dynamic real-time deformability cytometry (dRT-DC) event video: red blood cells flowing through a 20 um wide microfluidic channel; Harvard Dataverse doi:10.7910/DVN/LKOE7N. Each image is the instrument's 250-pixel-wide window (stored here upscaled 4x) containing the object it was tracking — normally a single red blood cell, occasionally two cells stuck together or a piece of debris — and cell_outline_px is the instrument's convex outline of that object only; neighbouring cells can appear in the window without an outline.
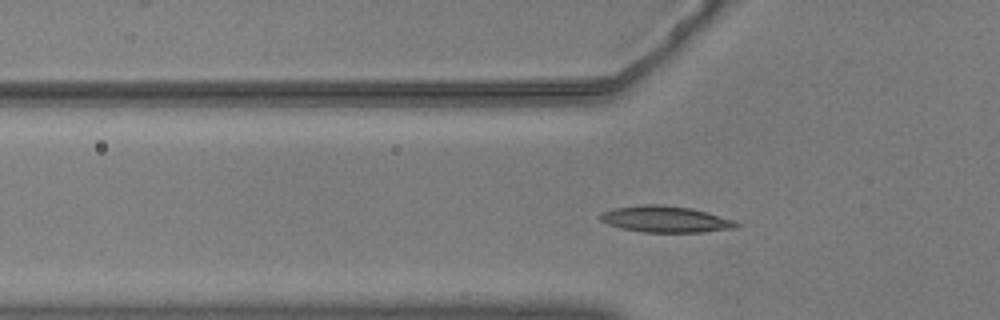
{"species": "common noctule bat (a hibernating species)", "species_latin": "Nyctalus noctula", "temperature_condition": "warm", "stored_images_in_passage": 40, "segment_of_instrument_passage": [1, 2], "camera_frame_rate_fps": 3000, "um_per_image_px": 0.085, "animal": {"sex": "male", "body_mass_g": 20.5, "forearm_length_mm": 52.5}, "frame": {"image": 1, "passage_image": 2, "time_ms": 0.333, "image_size_px": [1000, 320], "cell_outline_px": [[740, 224], [736, 228], [704, 232], [644, 232], [620, 228], [608, 224], [600, 220], [596, 216], [600, 212], [612, 208], [644, 204], [660, 204], [692, 208], [736, 220]], "centroid_in_image_um": [56.54, 18.62], "position_along_channel_um": 69.3, "area_um2": 21.21}}
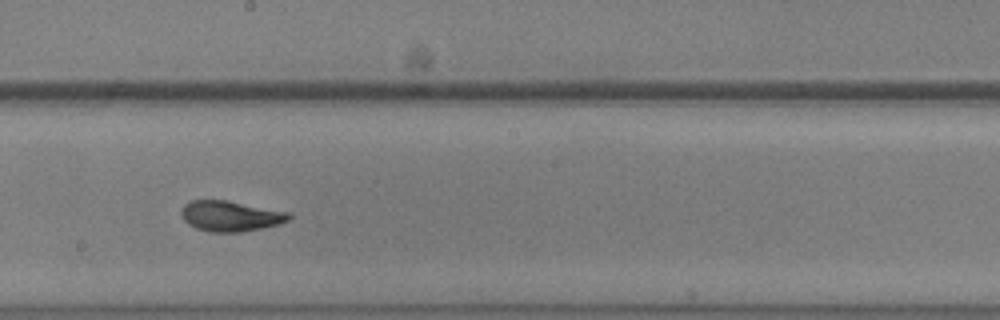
{"frame": {"image": 2, "passage_image": 15, "time_ms": 4.667, "image_size_px": [1000, 320], "cell_outline_px": [[292, 216], [288, 220], [280, 224], [264, 228], [240, 232], [208, 232], [196, 228], [188, 224], [184, 220], [180, 212], [184, 204], [192, 200], [224, 200], [288, 212]], "centroid_in_image_um": [19.57, 18.38], "position_along_channel_um": 228.6, "area_um2": 19.07}}
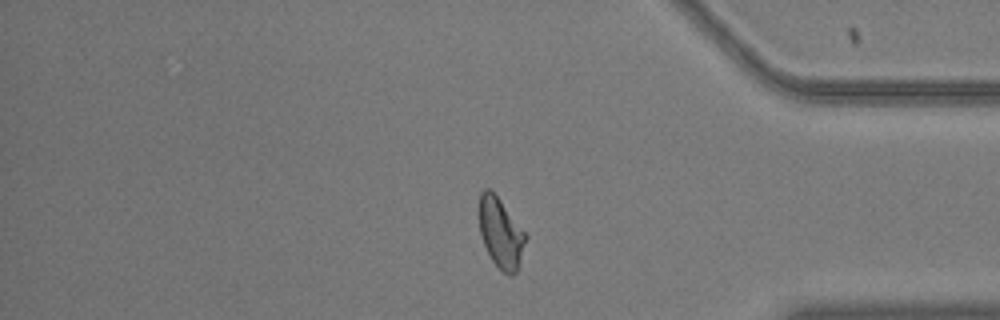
{"frame": {"image": 3, "passage_image": 30, "time_ms": 9.667, "image_size_px": [1000, 320], "cell_outline_px": [[528, 236], [516, 272], [512, 276], [508, 276], [492, 260], [484, 244], [480, 232], [480, 192], [484, 188], [488, 188], [500, 200]], "centroid_in_image_um": [42.58, 19.82], "position_along_channel_um": 392.6, "area_um2": 18.5}}